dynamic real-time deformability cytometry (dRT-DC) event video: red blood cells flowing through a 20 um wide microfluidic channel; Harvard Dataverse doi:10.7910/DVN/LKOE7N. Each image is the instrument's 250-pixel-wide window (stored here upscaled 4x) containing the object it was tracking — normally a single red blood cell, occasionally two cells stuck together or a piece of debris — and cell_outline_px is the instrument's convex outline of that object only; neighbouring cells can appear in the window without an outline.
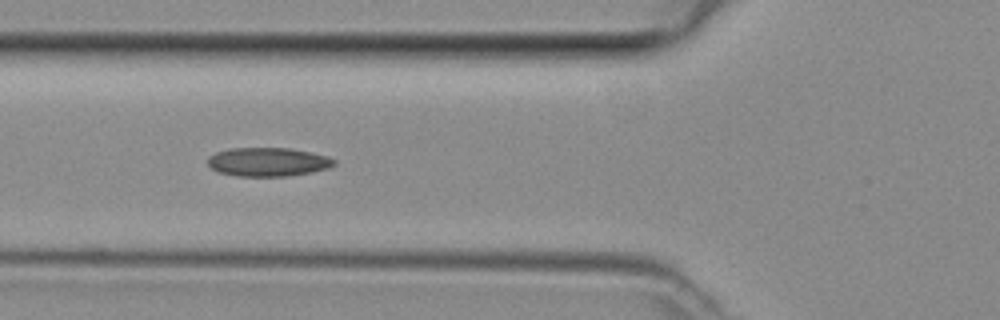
{"species": "common noctule bat (a hibernating species)", "species_latin": "Nyctalus noctula", "temperature_condition": "room temperature", "stored_images_in_passage": 47, "camera_frame_rate_fps": 3000, "um_per_image_px": 0.085, "animal": {"sex": "female", "body_mass_g": 29.2, "forearm_length_mm": 56.3}, "frame": {"image": 1, "passage_image": 16, "time_ms": 5.0, "image_size_px": [1000, 320], "cell_outline_px": [[336, 164], [328, 168], [312, 172], [288, 176], [236, 176], [216, 172], [208, 164], [208, 156], [216, 152], [228, 148], [292, 148], [328, 156], [336, 160]], "centroid_in_image_um": [22.77, 13.76], "position_along_channel_um": 103.0, "area_um2": 21.39}}
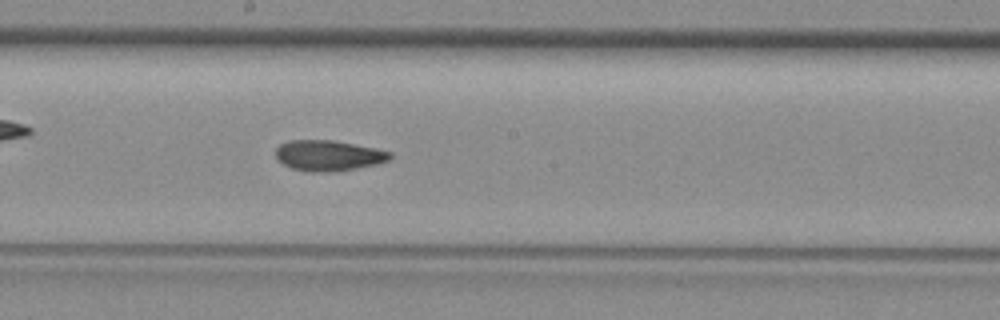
{"frame": {"image": 2, "passage_image": 24, "time_ms": 7.667, "image_size_px": [1000, 320], "cell_outline_px": [[392, 156], [388, 160], [376, 164], [356, 168], [332, 172], [308, 172], [292, 168], [276, 160], [276, 148], [280, 144], [288, 140], [332, 140], [376, 148], [392, 152]], "centroid_in_image_um": [27.89, 13.22], "position_along_channel_um": 220.3, "area_um2": 20.46}}
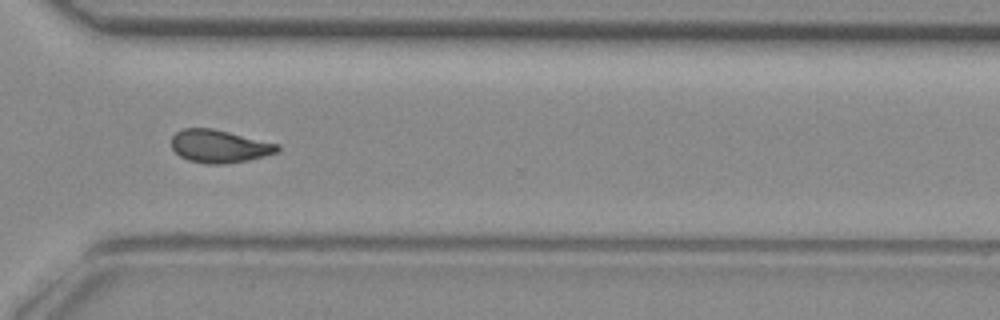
{"frame": {"image": 3, "passage_image": 33, "time_ms": 10.667, "image_size_px": [1000, 320], "cell_outline_px": [[280, 152], [248, 160], [224, 164], [208, 164], [188, 160], [180, 156], [172, 148], [172, 136], [176, 132], [184, 128], [212, 128], [280, 144]], "centroid_in_image_um": [18.67, 12.43], "position_along_channel_um": 351.9, "area_um2": 20.35}}